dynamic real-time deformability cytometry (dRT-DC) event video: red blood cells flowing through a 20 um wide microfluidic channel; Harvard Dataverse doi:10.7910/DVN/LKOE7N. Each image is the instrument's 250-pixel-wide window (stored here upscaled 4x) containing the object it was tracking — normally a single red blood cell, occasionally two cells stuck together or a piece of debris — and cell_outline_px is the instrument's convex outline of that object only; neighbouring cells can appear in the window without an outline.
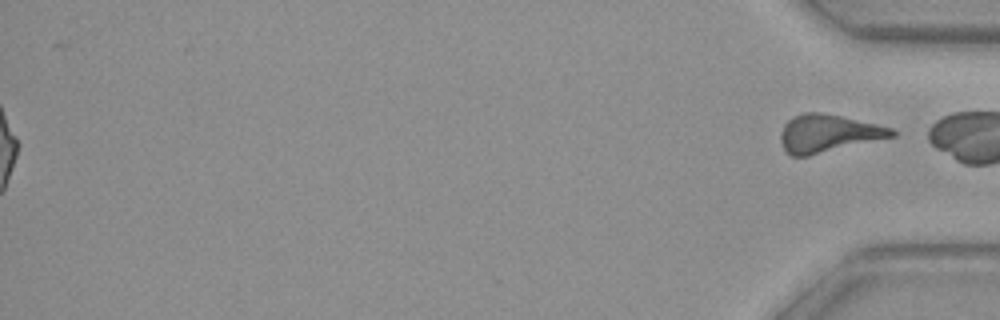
{"species": "common noctule bat (a hibernating species)", "species_latin": "Nyctalus noctula", "temperature_condition": "warm", "stored_images_in_passage": 51, "segment_of_instrument_passage": [2, 2], "camera_frame_rate_fps": 3000, "um_per_image_px": 0.085, "animal": {"sex": "female", "body_mass_g": 29.2, "forearm_length_mm": 56.3}, "frame": {"image": 1, "passage_image": 51, "time_ms": 16.667, "image_size_px": [1000, 320], "cell_outline_px": [[896, 136], [808, 156], [792, 156], [784, 148], [780, 140], [780, 132], [784, 124], [792, 116], [804, 112], [820, 112], [840, 116], [876, 124], [892, 128], [896, 132]], "centroid_in_image_um": [70.37, 11.34], "position_along_channel_um": 364.8, "area_um2": 24.33}}